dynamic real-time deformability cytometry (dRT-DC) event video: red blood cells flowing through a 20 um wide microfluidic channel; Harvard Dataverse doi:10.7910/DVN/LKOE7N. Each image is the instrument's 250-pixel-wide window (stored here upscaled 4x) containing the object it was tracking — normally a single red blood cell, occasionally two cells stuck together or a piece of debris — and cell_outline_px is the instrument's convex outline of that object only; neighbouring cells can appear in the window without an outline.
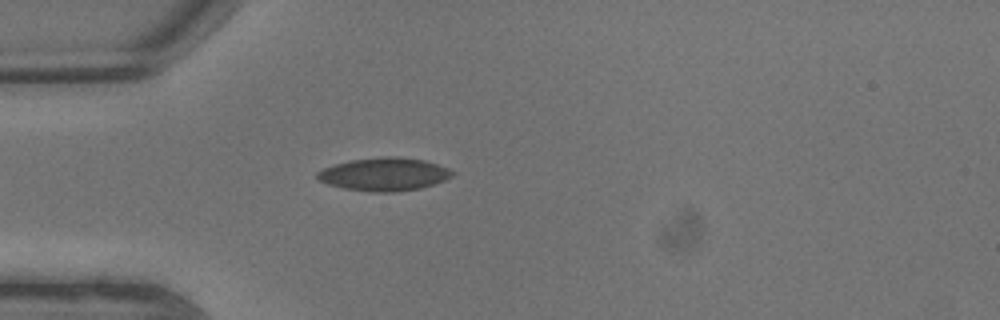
{"species": "common noctule bat (a hibernating species)", "species_latin": "Nyctalus noctula", "temperature_condition": "warm", "stored_images_in_passage": 5, "camera_frame_rate_fps": 3000, "um_per_image_px": 0.085, "animal": {"sex": "male", "body_mass_g": 13.3}, "frame": {"image": 1, "passage_image": 1, "time_ms": 0.0, "image_size_px": [1000, 320], "cell_outline_px": [[456, 172], [452, 176], [444, 180], [420, 188], [396, 192], [368, 192], [344, 188], [328, 184], [316, 180], [316, 172], [324, 168], [336, 164], [352, 160], [384, 156], [400, 156], [424, 160], [448, 168]], "centroid_in_image_um": [32.64, 14.81], "position_along_channel_um": 52.4, "area_um2": 26.07}}
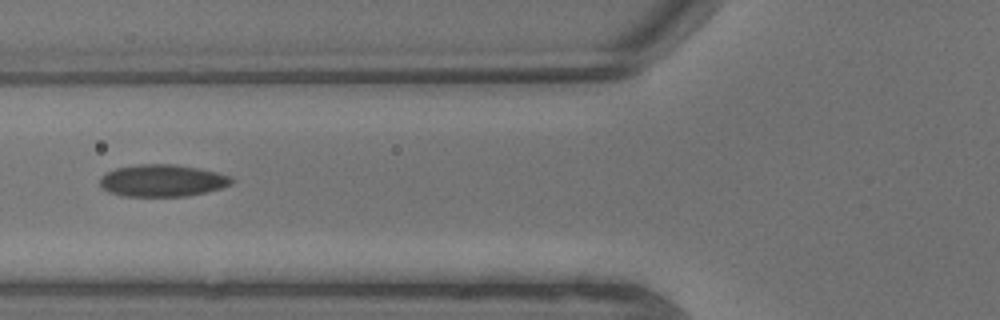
{"frame": {"image": 2, "passage_image": 3, "time_ms": 0.667, "image_size_px": [1000, 320], "cell_outline_px": [[236, 180], [232, 184], [220, 188], [188, 196], [124, 196], [108, 192], [100, 184], [100, 176], [116, 168], [140, 164], [176, 164], [200, 168], [232, 176]], "centroid_in_image_um": [13.83, 15.34], "position_along_channel_um": 112.0, "area_um2": 24.68}}
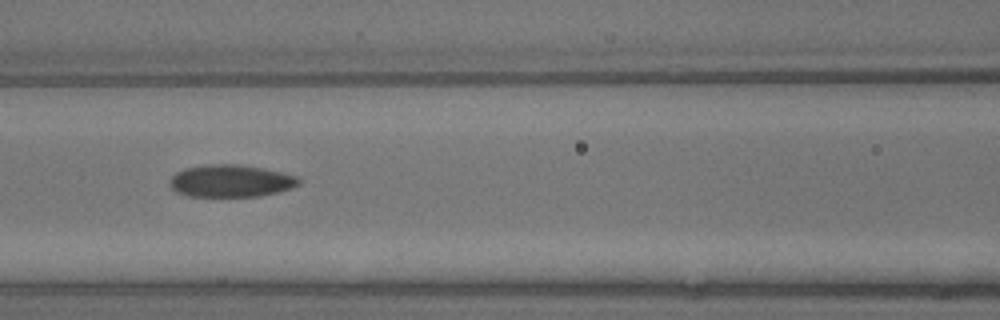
{"frame": {"image": 3, "passage_image": 4, "time_ms": 1.0, "image_size_px": [1000, 320], "cell_outline_px": [[300, 184], [292, 188], [260, 196], [188, 196], [176, 192], [168, 184], [168, 180], [176, 172], [184, 168], [208, 164], [240, 164], [264, 168], [296, 176], [300, 180]], "centroid_in_image_um": [19.58, 15.37], "position_along_channel_um": 147.0, "area_um2": 24.39}}